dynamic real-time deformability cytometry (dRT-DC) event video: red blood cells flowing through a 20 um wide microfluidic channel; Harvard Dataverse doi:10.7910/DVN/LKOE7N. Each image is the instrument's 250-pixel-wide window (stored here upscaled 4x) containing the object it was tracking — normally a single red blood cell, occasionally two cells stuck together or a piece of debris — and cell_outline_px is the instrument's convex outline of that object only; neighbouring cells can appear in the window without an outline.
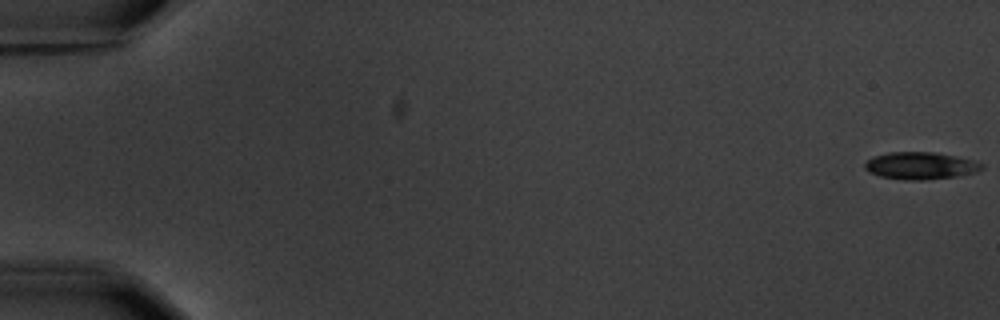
{"species": "common noctule bat (a hibernating species)", "species_latin": "Nyctalus noctula", "temperature_condition": "warm", "stored_images_in_passage": 6, "camera_frame_rate_fps": 3000, "um_per_image_px": 0.085, "animal": {"sex": "male", "body_mass_g": 20.1, "forearm_length_mm": 53.5}, "frame": {"image": 1, "passage_image": 1, "time_ms": 0.0, "image_size_px": [1000, 320], "cell_outline_px": [[984, 168], [976, 172], [956, 176], [924, 180], [904, 180], [880, 176], [868, 172], [864, 168], [864, 164], [872, 156], [888, 152], [936, 152], [976, 160], [984, 164]], "centroid_in_image_um": [78.25, 14.08], "position_along_channel_um": 6.8, "area_um2": 18.79}}
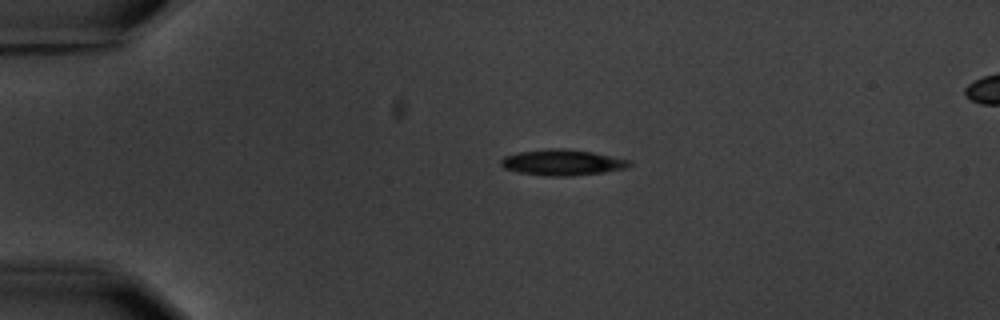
{"frame": {"image": 2, "passage_image": 4, "time_ms": 4.333, "image_size_px": [1000, 320], "cell_outline_px": [[632, 164], [628, 168], [604, 172], [572, 176], [544, 176], [516, 172], [504, 168], [500, 164], [500, 160], [504, 156], [520, 152], [552, 148], [564, 148], [592, 152], [632, 160]], "centroid_in_image_um": [47.81, 13.81], "position_along_channel_um": 37.2, "area_um2": 19.54}}